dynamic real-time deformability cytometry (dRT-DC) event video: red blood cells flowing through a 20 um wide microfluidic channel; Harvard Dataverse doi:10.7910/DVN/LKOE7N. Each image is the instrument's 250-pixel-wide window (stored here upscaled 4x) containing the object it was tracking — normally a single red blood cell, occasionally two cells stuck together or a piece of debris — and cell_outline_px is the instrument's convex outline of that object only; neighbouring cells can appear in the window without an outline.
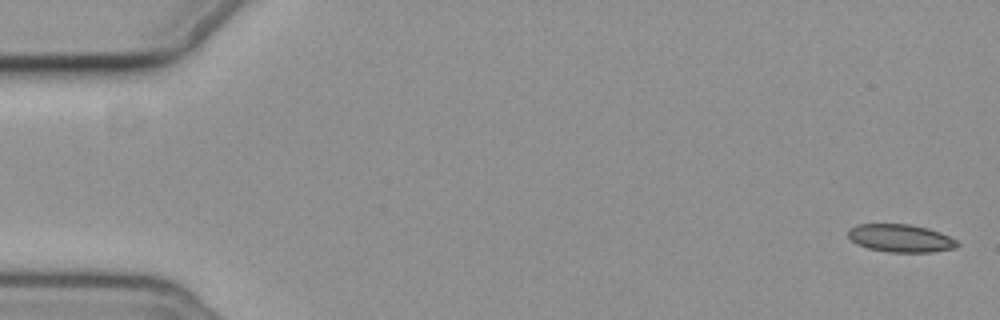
{"species": "common noctule bat (a hibernating species)", "species_latin": "Nyctalus noctula", "temperature_condition": "cold", "stored_images_in_passage": 11, "camera_frame_rate_fps": 3000, "um_per_image_px": 0.085, "animal": {"sex": "female", "body_mass_g": 19.3, "forearm_length_mm": 54.1}, "frame": {"image": 1, "passage_image": 1, "time_ms": 0.0, "image_size_px": [1000, 320], "cell_outline_px": [[960, 244], [956, 248], [932, 252], [888, 252], [868, 248], [856, 244], [848, 236], [848, 228], [856, 224], [908, 224], [928, 228], [940, 232], [956, 240]], "centroid_in_image_um": [76.54, 20.25], "position_along_channel_um": 8.5, "area_um2": 17.8}}
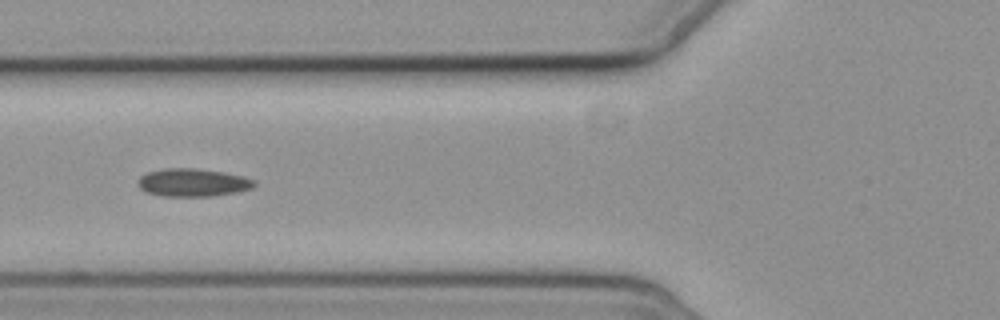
{"frame": {"image": 2, "passage_image": 6, "time_ms": 7.0, "image_size_px": [1000, 320], "cell_outline_px": [[256, 184], [252, 188], [236, 192], [212, 196], [164, 196], [144, 192], [136, 184], [140, 176], [148, 172], [164, 168], [196, 168], [224, 172], [244, 176], [256, 180]], "centroid_in_image_um": [16.38, 15.51], "position_along_channel_um": 109.4, "area_um2": 19.13}}
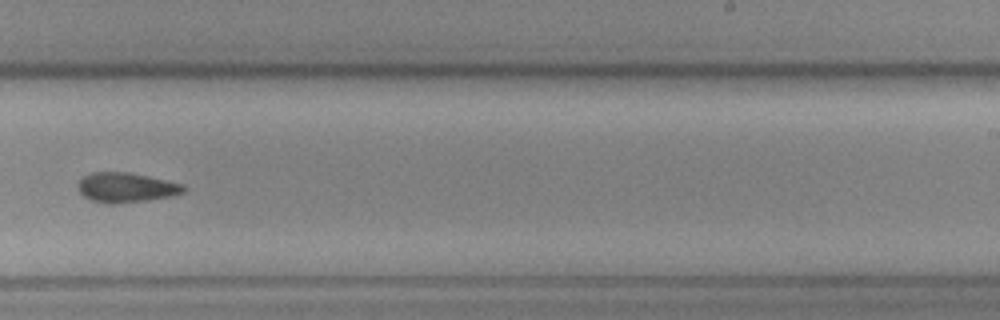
{"frame": {"image": 3, "passage_image": 10, "time_ms": 11.667, "image_size_px": [1000, 320], "cell_outline_px": [[188, 188], [184, 192], [172, 196], [148, 200], [116, 204], [108, 204], [92, 200], [84, 196], [80, 192], [76, 184], [84, 176], [92, 172], [128, 172], [148, 176], [184, 184]], "centroid_in_image_um": [10.74, 15.94], "position_along_channel_um": 278.3, "area_um2": 18.44}}